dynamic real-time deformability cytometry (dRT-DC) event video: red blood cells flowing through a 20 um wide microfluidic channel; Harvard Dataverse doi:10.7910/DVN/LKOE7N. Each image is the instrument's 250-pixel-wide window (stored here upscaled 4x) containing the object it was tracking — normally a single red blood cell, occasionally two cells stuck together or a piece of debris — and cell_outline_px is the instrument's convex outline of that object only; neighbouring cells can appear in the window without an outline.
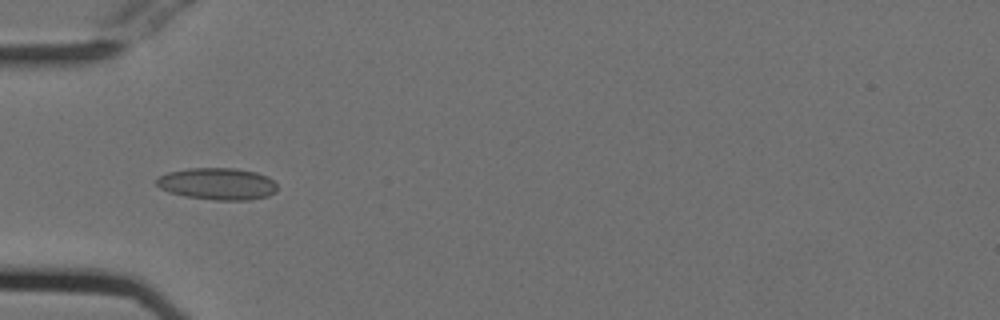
{"species": "Egyptian fruit bat (a non-hibernating species)", "species_latin": "Rousettus aegyptiacus", "temperature_condition": "cold", "stored_images_in_passage": 47, "camera_frame_rate_fps": 3000, "um_per_image_px": 0.085, "animal": {"sex": "female"}, "frame": {"image": 1, "passage_image": 11, "time_ms": 3.333, "image_size_px": [1000, 320], "cell_outline_px": [[276, 192], [268, 196], [248, 200], [212, 200], [184, 196], [168, 192], [160, 188], [156, 184], [156, 176], [168, 172], [188, 168], [236, 168], [256, 172], [268, 176], [276, 184]], "centroid_in_image_um": [18.46, 15.62], "position_along_channel_um": 66.5, "area_um2": 22.72}}
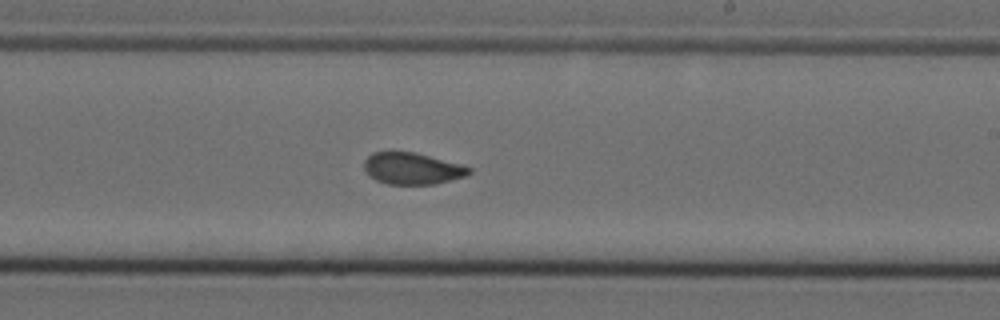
{"frame": {"image": 2, "passage_image": 26, "time_ms": 8.333, "image_size_px": [1000, 320], "cell_outline_px": [[472, 172], [468, 176], [436, 184], [388, 184], [376, 180], [368, 176], [364, 168], [364, 160], [372, 152], [416, 152], [464, 164], [472, 168]], "centroid_in_image_um": [35.09, 14.32], "position_along_channel_um": 253.9, "area_um2": 19.77}}
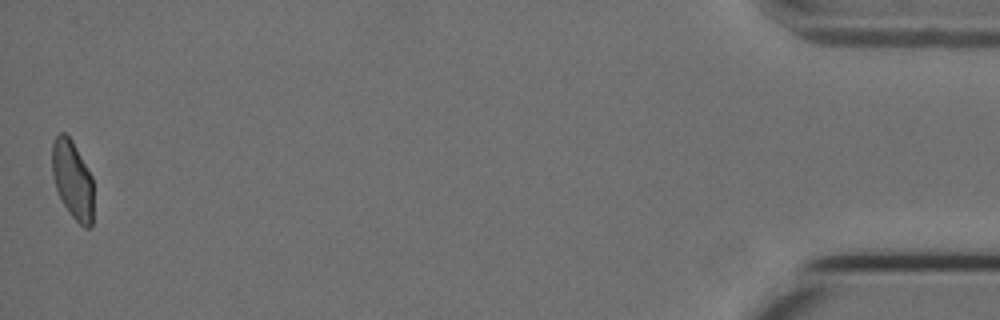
{"frame": {"image": 3, "passage_image": 47, "time_ms": 15.333, "image_size_px": [1000, 320], "cell_outline_px": [[92, 228], [84, 228], [68, 212], [56, 188], [52, 172], [52, 144], [56, 136], [60, 132], [64, 132], [72, 140], [92, 176]], "centroid_in_image_um": [6.16, 15.27], "position_along_channel_um": 429.0, "area_um2": 18.73}, "authors_computed_cell_mechanics": {"area_um2": 20.1144, "velocity_mm_per_s": 3.7654, "shape_relaxation_time_tau1_ms": null, "shape_relaxation_time_tau2_ms": 0.9892, "deformation_change_tau1": null, "deformation_change_tau2": 0.0579}}